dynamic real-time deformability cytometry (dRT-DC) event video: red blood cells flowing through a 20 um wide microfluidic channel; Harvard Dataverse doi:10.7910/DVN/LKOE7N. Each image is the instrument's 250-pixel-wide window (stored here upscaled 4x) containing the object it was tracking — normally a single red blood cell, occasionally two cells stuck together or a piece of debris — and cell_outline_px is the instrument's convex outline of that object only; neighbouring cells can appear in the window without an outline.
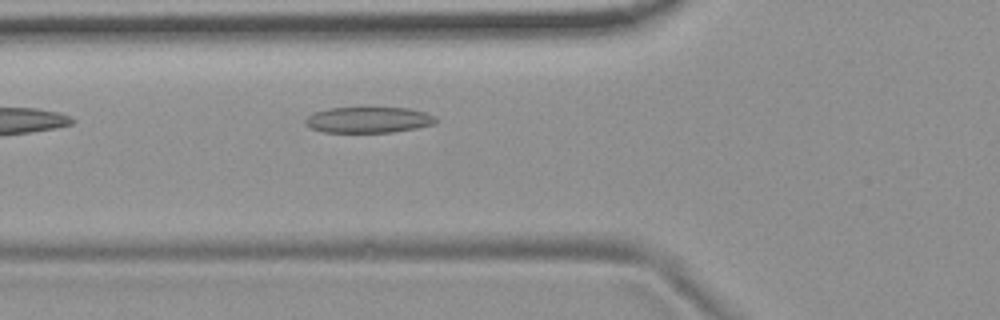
{"species": "common noctule bat (a hibernating species)", "species_latin": "Nyctalus noctula", "temperature_condition": "room temperature", "stored_images_in_passage": 2, "camera_frame_rate_fps": 3000, "um_per_image_px": 0.085, "animal": {"sex": "female", "body_mass_g": 19.9}, "frame": {"image": 1, "passage_image": 2, "time_ms": 0.333, "image_size_px": [1000, 320], "cell_outline_px": [[436, 120], [432, 124], [416, 128], [392, 132], [324, 132], [312, 128], [304, 120], [312, 112], [328, 108], [408, 108], [428, 112], [436, 116]], "centroid_in_image_um": [31.33, 10.18], "position_along_channel_um": 94.5, "area_um2": 19.59}}